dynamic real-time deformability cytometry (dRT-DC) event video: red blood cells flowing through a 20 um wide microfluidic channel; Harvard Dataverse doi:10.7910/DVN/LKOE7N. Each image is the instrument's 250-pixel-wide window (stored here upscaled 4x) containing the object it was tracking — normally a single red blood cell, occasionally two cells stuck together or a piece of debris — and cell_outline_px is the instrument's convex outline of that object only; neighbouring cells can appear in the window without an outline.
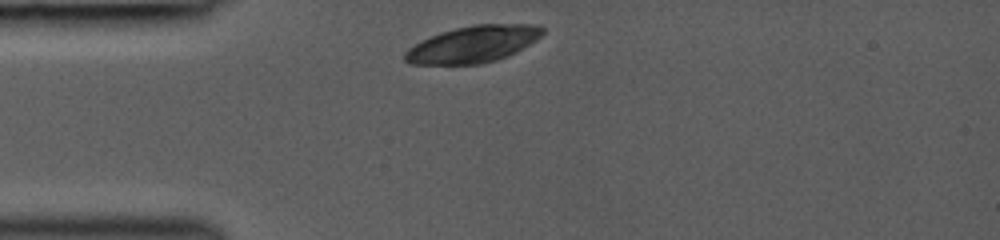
{"species": "common noctule bat (a hibernating species)", "species_latin": "Nyctalus noctula", "temperature_condition": "room temperature", "stored_images_in_passage": 2, "camera_frame_rate_fps": 3000, "um_per_image_px": 0.085, "animal": {"sex": "female", "body_mass_g": 19.0, "forearm_length_mm": 53.3}, "frame": {"image": 1, "passage_image": 1, "time_ms": 0.0, "image_size_px": [1000, 240], "cell_outline_px": [[544, 32], [536, 40], [516, 52], [508, 56], [496, 60], [480, 64], [408, 64], [404, 60], [404, 52], [408, 48], [420, 40], [440, 32], [472, 24], [536, 24], [544, 28]], "centroid_in_image_um": [40.19, 3.75], "position_along_channel_um": 44.8, "area_um2": 29.59}}